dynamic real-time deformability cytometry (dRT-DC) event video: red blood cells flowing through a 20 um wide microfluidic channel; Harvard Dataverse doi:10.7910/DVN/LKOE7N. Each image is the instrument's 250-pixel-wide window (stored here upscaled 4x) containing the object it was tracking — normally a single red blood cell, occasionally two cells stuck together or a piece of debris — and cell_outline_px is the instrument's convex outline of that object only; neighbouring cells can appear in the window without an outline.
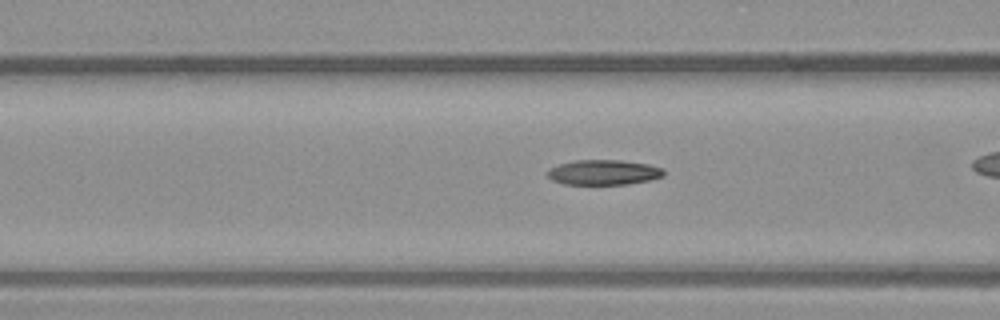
{"species": "common noctule bat (a hibernating species)", "species_latin": "Nyctalus noctula", "temperature_condition": "warm", "stored_images_in_passage": 29, "camera_frame_rate_fps": 3000, "um_per_image_px": 0.085, "animal": {"sex": "male", "body_mass_g": 23.1, "forearm_length_mm": 52.7}, "frame": {"image": 1, "passage_image": 9, "time_ms": 2.667, "image_size_px": [1000, 320], "cell_outline_px": [[664, 176], [652, 180], [628, 184], [564, 184], [552, 180], [548, 176], [548, 168], [560, 164], [576, 160], [620, 160], [648, 164], [664, 168]], "centroid_in_image_um": [51.34, 14.65], "position_along_channel_um": 115.3, "area_um2": 17.05}}
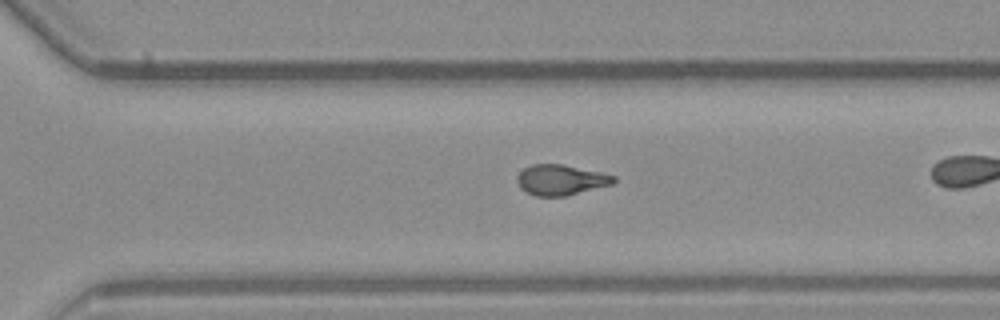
{"frame": {"image": 2, "passage_image": 25, "time_ms": 8.0, "image_size_px": [1000, 320], "cell_outline_px": [[616, 180], [612, 184], [568, 196], [536, 196], [520, 188], [516, 180], [516, 176], [524, 168], [532, 164], [564, 164], [604, 172], [616, 176]], "centroid_in_image_um": [47.7, 15.28], "position_along_channel_um": 322.9, "area_um2": 17.4}}